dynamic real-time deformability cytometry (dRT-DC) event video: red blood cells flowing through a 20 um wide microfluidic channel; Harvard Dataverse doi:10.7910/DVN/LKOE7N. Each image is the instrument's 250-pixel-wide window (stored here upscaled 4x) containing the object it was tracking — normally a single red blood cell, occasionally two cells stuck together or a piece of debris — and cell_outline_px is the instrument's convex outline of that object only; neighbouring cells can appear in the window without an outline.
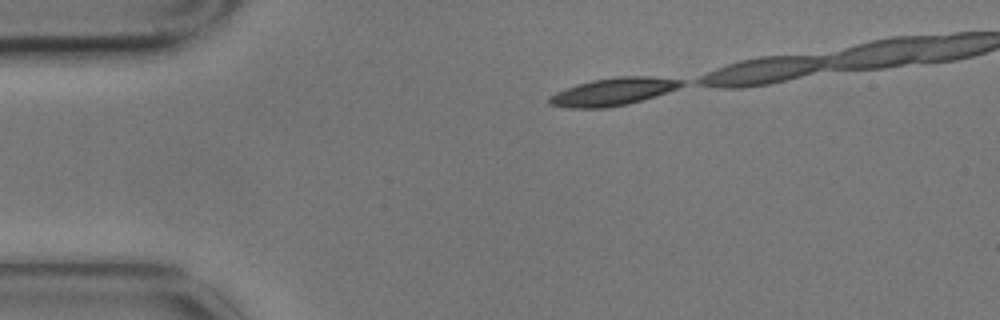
{"species": "common noctule bat (a hibernating species)", "species_latin": "Nyctalus noctula", "temperature_condition": "cold", "stored_images_in_passage": 5, "camera_frame_rate_fps": 3000, "um_per_image_px": 0.085, "animal": {"sex": "male", "body_mass_g": 17.9}, "frame": {"image": 1, "passage_image": 1, "time_ms": 0.0, "image_size_px": [1000, 320], "cell_outline_px": [[684, 84], [676, 88], [656, 96], [628, 104], [604, 108], [568, 108], [548, 104], [548, 96], [556, 92], [576, 84], [592, 80], [616, 76], [648, 76], [684, 80]], "centroid_in_image_um": [52.06, 7.79], "position_along_channel_um": 32.9, "area_um2": 21.27}}